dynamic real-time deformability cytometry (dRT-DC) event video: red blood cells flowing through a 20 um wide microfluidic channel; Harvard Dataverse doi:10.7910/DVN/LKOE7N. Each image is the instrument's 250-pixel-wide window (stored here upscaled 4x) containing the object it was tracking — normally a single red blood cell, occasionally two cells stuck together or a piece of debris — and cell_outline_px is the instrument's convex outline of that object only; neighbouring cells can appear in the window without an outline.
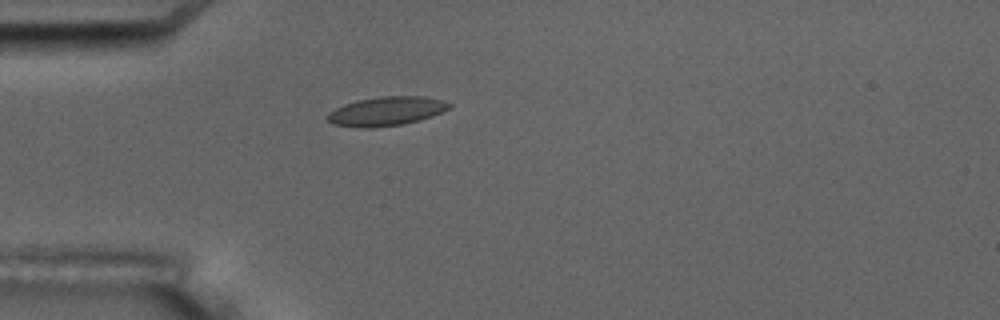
{"species": "common noctule bat (a hibernating species)", "species_latin": "Nyctalus noctula", "temperature_condition": "room temperature", "stored_images_in_passage": 1, "camera_frame_rate_fps": 3000, "um_per_image_px": 0.085, "animal": {"sex": "male", "body_mass_g": 17.5, "forearm_length_mm": 52.3}, "frame": {"image": 1, "passage_image": 1, "time_ms": 0.0, "image_size_px": [1000, 320], "cell_outline_px": [[452, 104], [448, 108], [432, 116], [420, 120], [404, 124], [372, 128], [360, 128], [332, 124], [328, 120], [328, 112], [344, 104], [356, 100], [380, 96], [424, 96], [444, 100]], "centroid_in_image_um": [32.83, 9.45], "position_along_channel_um": 52.2, "area_um2": 20.69}}